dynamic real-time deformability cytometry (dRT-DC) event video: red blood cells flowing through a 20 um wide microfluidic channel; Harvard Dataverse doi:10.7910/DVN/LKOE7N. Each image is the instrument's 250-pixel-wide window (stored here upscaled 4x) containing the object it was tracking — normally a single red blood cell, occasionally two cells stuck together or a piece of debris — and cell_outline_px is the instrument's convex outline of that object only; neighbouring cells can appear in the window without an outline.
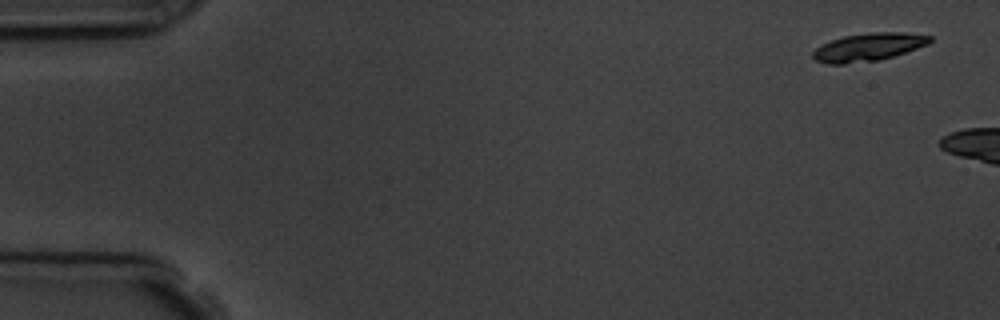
{"species": "common noctule bat (a hibernating species)", "species_latin": "Nyctalus noctula", "temperature_condition": "room temperature", "stored_images_in_passage": 3, "camera_frame_rate_fps": 3000, "um_per_image_px": 0.085, "animal": {"sex": "male", "body_mass_g": 19.5, "forearm_length_mm": 54.6}, "frame": {"image": 1, "passage_image": 1, "time_ms": 0.0, "image_size_px": [1000, 320], "cell_outline_px": [[932, 40], [928, 44], [880, 60], [844, 64], [828, 64], [816, 60], [812, 56], [812, 52], [816, 48], [832, 40], [844, 36], [872, 32], [904, 32], [932, 36]], "centroid_in_image_um": [73.81, 4.0], "position_along_channel_um": 11.2, "area_um2": 18.84}}